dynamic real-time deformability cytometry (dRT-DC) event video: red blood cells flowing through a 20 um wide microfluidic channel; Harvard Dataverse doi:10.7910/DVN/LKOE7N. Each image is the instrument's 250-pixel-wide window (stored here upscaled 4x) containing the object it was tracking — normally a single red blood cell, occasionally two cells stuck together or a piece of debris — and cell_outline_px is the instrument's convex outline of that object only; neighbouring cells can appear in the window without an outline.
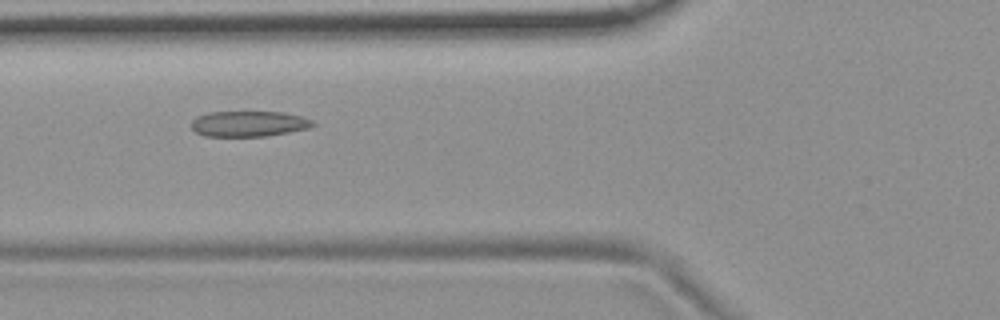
{"species": "common noctule bat (a hibernating species)", "species_latin": "Nyctalus noctula", "temperature_condition": "room temperature", "stored_images_in_passage": 4, "camera_frame_rate_fps": 3000, "um_per_image_px": 0.085, "animal": {"sex": "female", "body_mass_g": 19.9}, "frame": {"image": 1, "passage_image": 2, "time_ms": 0.333, "image_size_px": [1000, 320], "cell_outline_px": [[316, 124], [308, 128], [288, 132], [264, 136], [204, 136], [196, 132], [192, 128], [192, 120], [196, 116], [208, 112], [284, 112], [300, 116], [312, 120]], "centroid_in_image_um": [21.12, 10.51], "position_along_channel_um": 104.7, "area_um2": 18.03}}
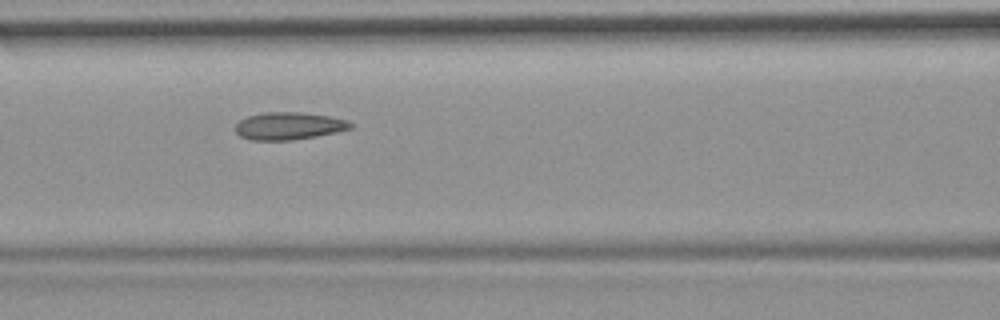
{"frame": {"image": 2, "passage_image": 3, "time_ms": 0.667, "image_size_px": [1000, 320], "cell_outline_px": [[352, 128], [336, 132], [316, 136], [292, 140], [248, 140], [240, 136], [236, 132], [236, 124], [240, 120], [248, 116], [264, 112], [300, 112], [328, 116], [348, 120], [352, 124]], "centroid_in_image_um": [24.53, 10.71], "position_along_channel_um": 142.1, "area_um2": 18.38}}